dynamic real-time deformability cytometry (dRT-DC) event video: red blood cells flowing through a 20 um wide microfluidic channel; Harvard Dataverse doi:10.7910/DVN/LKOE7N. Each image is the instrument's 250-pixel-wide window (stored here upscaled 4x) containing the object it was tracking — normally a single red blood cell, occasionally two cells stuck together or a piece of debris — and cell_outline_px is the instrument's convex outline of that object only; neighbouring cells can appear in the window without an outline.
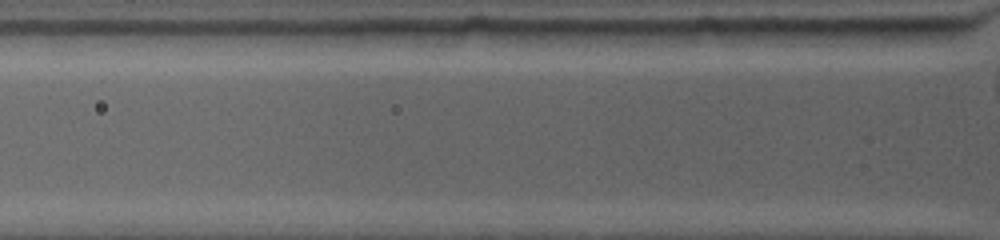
{"species": "common noctule bat (a hibernating species)", "species_latin": "Nyctalus noctula", "temperature_condition": "warm", "stored_images_in_passage": 2, "camera_frame_rate_fps": 4500, "um_per_image_px": 0.085, "animal": {"sex": "female", "body_mass_g": 19.0, "forearm_length_mm": 53.3}, "frame": {"image": 1, "passage_image": 2, "time_ms": 0.444, "image_size_px": [1000, 240], "cell_outline_px": [[844, 28], [840, 44], [832, 48], [688, 44], [680, 32], [692, 28]], "centroid_in_image_um": [65.09, 3.14], "position_along_channel_um": 60.7, "area_um2": 20.4}}